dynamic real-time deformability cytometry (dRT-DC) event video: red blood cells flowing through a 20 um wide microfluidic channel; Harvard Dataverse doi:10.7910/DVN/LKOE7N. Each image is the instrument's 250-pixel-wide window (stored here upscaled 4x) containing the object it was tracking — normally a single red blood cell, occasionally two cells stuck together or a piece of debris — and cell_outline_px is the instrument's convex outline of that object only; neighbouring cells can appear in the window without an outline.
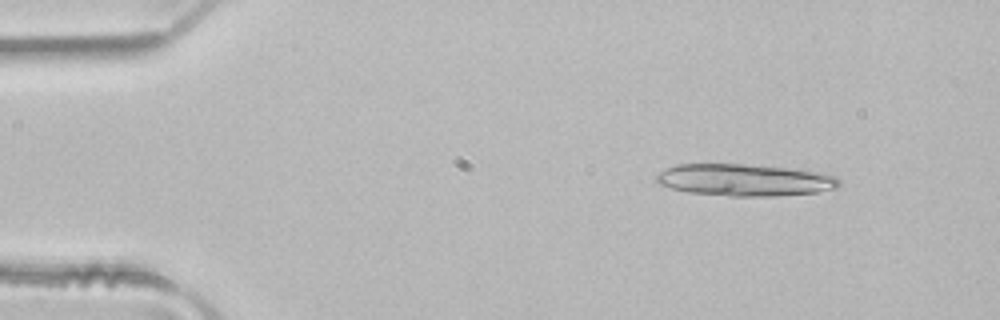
{"species": "common noctule bat (a hibernating species)", "species_latin": "Nyctalus noctula", "temperature_condition": "room temperature", "stored_images_in_passage": 4, "camera_frame_rate_fps": 3000, "um_per_image_px": 0.085, "animal": {"sex": "male", "body_mass_g": 21.5, "forearm_length_mm": 52.0}, "frame": {"image": 1, "passage_image": 2, "time_ms": 0.333, "image_size_px": [1000, 320], "cell_outline_px": [[840, 184], [836, 188], [816, 192], [776, 196], [728, 196], [688, 192], [672, 188], [660, 184], [656, 180], [656, 172], [676, 164], [744, 164], [800, 168], [820, 172], [836, 176], [840, 180]], "centroid_in_image_um": [63.32, 15.28], "position_along_channel_um": 21.7, "area_um2": 34.45}}